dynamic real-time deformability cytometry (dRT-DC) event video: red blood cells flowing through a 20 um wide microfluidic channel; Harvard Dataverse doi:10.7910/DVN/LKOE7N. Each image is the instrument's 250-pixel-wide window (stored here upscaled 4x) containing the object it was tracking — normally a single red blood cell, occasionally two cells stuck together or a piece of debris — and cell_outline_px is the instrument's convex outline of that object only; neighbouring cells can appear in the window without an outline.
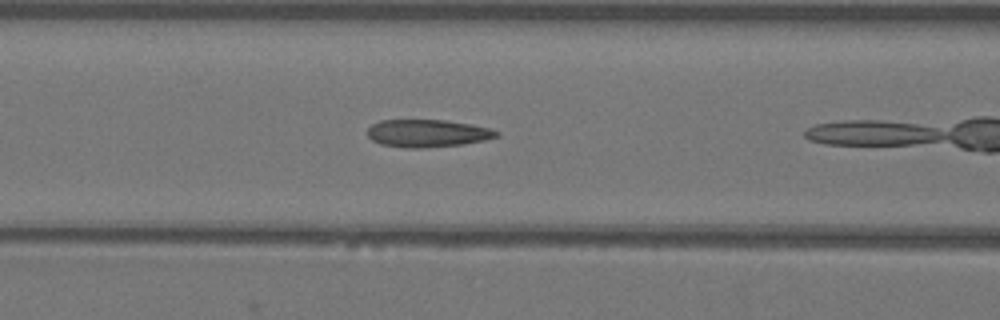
{"species": "Egyptian fruit bat (a non-hibernating species)", "species_latin": "Rousettus aegyptiacus", "temperature_condition": "warm", "stored_images_in_passage": 7, "camera_frame_rate_fps": 3000, "um_per_image_px": 0.085, "animal": {"sex": "female"}, "frame": {"image": 1, "passage_image": 6, "time_ms": 1.667, "image_size_px": [1000, 320], "cell_outline_px": [[500, 136], [484, 140], [464, 144], [424, 148], [404, 148], [380, 144], [372, 140], [368, 136], [368, 128], [372, 124], [380, 120], [444, 120], [472, 124], [488, 128], [500, 132]], "centroid_in_image_um": [36.33, 11.33], "position_along_channel_um": 130.3, "area_um2": 20.87}}